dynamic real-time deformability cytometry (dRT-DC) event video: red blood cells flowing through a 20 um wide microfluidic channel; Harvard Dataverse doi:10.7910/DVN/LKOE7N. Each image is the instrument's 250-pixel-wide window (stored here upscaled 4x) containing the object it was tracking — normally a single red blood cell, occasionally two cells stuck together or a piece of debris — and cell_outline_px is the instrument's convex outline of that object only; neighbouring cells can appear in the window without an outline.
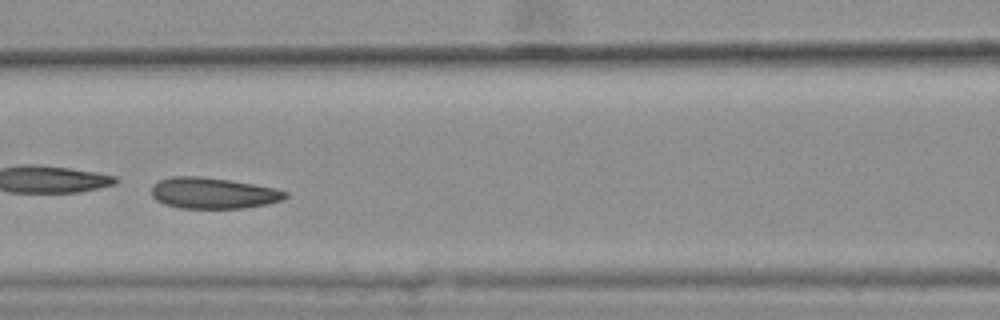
{"species": "common noctule bat (a hibernating species)", "species_latin": "Nyctalus noctula", "temperature_condition": "warm", "stored_images_in_passage": 32, "camera_frame_rate_fps": 3000, "um_per_image_px": 0.085, "animal": {"sex": "female", "body_mass_g": 25.1}, "frame": {"image": 1, "passage_image": 10, "time_ms": 3.0, "image_size_px": [1000, 320], "cell_outline_px": [[288, 196], [280, 200], [268, 204], [244, 208], [180, 208], [164, 204], [156, 200], [152, 196], [152, 184], [160, 180], [172, 176], [200, 176], [228, 180], [276, 188], [288, 192]], "centroid_in_image_um": [18.1, 16.41], "position_along_channel_um": 148.5, "area_um2": 24.22}, "authors_computed_cell_mechanics": {"area_um2": 24.276, "velocity_mm_per_s": 3.5761, "shape_relaxation_time_tau1_ms": 1.2245, "shape_relaxation_time_tau2_ms": 1.7396, "deformation_change_tau1": 0.2232, "deformation_change_tau2": 0.0888}}